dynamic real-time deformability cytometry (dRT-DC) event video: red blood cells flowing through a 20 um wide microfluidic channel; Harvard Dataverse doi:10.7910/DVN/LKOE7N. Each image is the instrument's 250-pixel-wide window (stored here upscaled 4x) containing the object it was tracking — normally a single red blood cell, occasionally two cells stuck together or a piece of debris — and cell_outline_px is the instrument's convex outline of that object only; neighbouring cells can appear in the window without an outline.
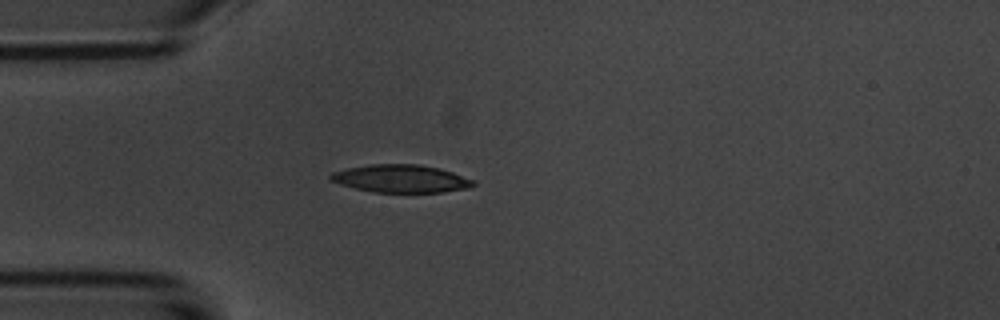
{"species": "common noctule bat (a hibernating species)", "species_latin": "Nyctalus noctula", "temperature_condition": "room temperature", "stored_images_in_passage": 3, "camera_frame_rate_fps": 3000, "um_per_image_px": 0.085, "animal": {"sex": "male", "body_mass_g": 20.1, "forearm_length_mm": 53.5}, "frame": {"image": 1, "passage_image": 3, "time_ms": 2.333, "image_size_px": [1000, 320], "cell_outline_px": [[476, 184], [468, 188], [444, 192], [372, 192], [340, 184], [328, 180], [328, 176], [332, 172], [348, 168], [368, 164], [420, 164], [440, 168], [476, 180]], "centroid_in_image_um": [34.08, 15.18], "position_along_channel_um": 50.9, "area_um2": 23.29}}